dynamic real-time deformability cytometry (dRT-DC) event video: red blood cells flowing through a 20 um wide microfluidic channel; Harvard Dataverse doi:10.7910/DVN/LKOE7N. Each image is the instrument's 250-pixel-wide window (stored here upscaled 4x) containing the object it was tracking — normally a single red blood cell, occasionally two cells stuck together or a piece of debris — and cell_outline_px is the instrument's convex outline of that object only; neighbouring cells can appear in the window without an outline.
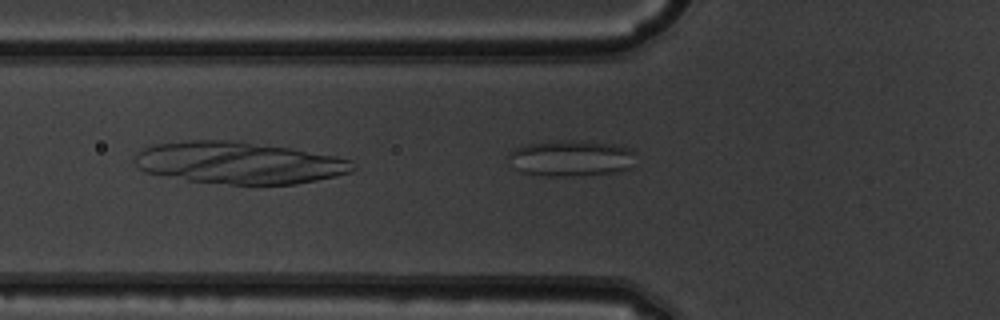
{"species": "common noctule bat (a hibernating species)", "species_latin": "Nyctalus noctula", "temperature_condition": "warm", "stored_images_in_passage": 17, "camera_frame_rate_fps": 3000, "um_per_image_px": 0.085, "animal": {"sex": "male", "body_mass_g": 19.5, "forearm_length_mm": 54.6}, "frame": {"image": 1, "passage_image": 17, "time_ms": 5.333, "image_size_px": [1000, 320], "cell_outline_px": [[632, 168], [616, 172], [572, 176], [544, 176], [524, 172], [516, 168], [508, 156], [508, 152], [524, 144], [552, 140], [580, 140], [620, 144], [632, 148]], "centroid_in_image_um": [48.56, 13.42], "position_along_channel_um": 77.2, "area_um2": 27.05}}